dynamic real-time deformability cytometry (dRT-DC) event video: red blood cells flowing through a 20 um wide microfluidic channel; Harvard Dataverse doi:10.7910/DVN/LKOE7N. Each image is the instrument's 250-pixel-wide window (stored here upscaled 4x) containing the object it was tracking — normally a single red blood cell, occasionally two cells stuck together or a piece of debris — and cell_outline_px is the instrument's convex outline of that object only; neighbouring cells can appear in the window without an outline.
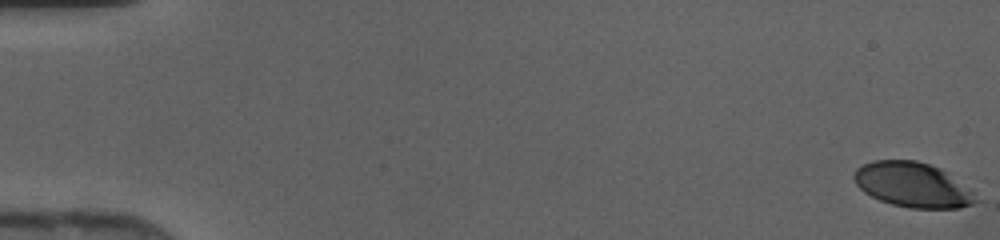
{"species": "human", "species_latin": "Homo sapiens", "temperature_condition": "cold", "stored_images_in_passage": 47, "camera_frame_rate_fps": 3000, "um_per_image_px": 0.085, "donor": {"sex": "female"}, "frame": {"image": 1, "passage_image": 1, "time_ms": 0.0, "image_size_px": [1000, 240], "cell_outline_px": [[976, 200], [972, 204], [960, 208], [908, 208], [892, 204], [880, 200], [864, 192], [856, 184], [852, 176], [856, 168], [872, 160], [916, 160], [940, 168], [968, 192]], "centroid_in_image_um": [77.44, 15.7], "position_along_channel_um": 7.6, "area_um2": 30.92}}
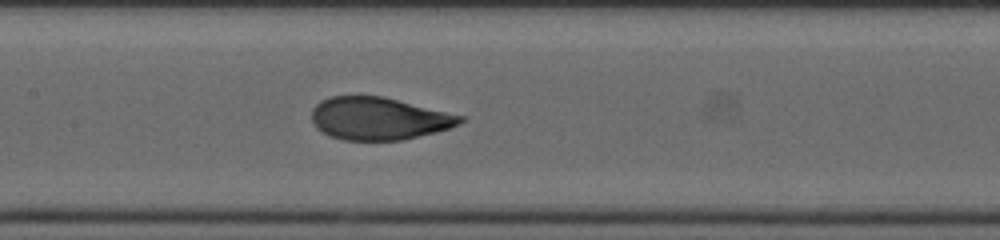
{"frame": {"image": 2, "passage_image": 24, "time_ms": 7.667, "image_size_px": [1000, 240], "cell_outline_px": [[464, 120], [460, 124], [436, 132], [400, 140], [344, 140], [332, 136], [316, 128], [312, 124], [312, 108], [320, 100], [328, 96], [384, 96], [464, 116]], "centroid_in_image_um": [32.18, 10.06], "position_along_channel_um": 175.2, "area_um2": 36.82}}
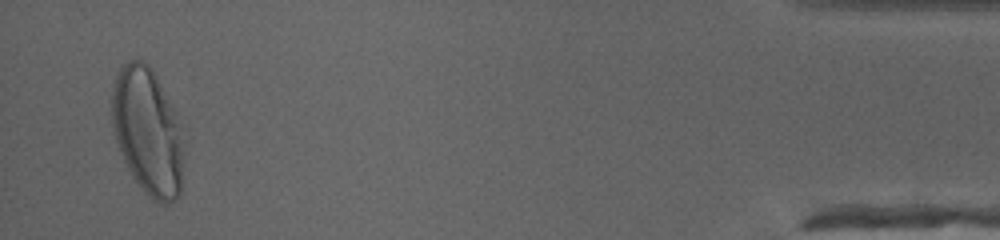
{"frame": {"image": 3, "passage_image": 46, "time_ms": 15.0, "image_size_px": [1000, 240], "cell_outline_px": [[180, 192], [172, 200], [164, 204], [152, 200], [144, 192], [132, 176], [124, 160], [116, 140], [112, 128], [112, 88], [116, 76], [120, 68], [128, 60], [140, 60], [148, 64], [156, 76], [180, 124]], "centroid_in_image_um": [12.48, 11.14], "position_along_channel_um": 422.7, "area_um2": 51.73}}